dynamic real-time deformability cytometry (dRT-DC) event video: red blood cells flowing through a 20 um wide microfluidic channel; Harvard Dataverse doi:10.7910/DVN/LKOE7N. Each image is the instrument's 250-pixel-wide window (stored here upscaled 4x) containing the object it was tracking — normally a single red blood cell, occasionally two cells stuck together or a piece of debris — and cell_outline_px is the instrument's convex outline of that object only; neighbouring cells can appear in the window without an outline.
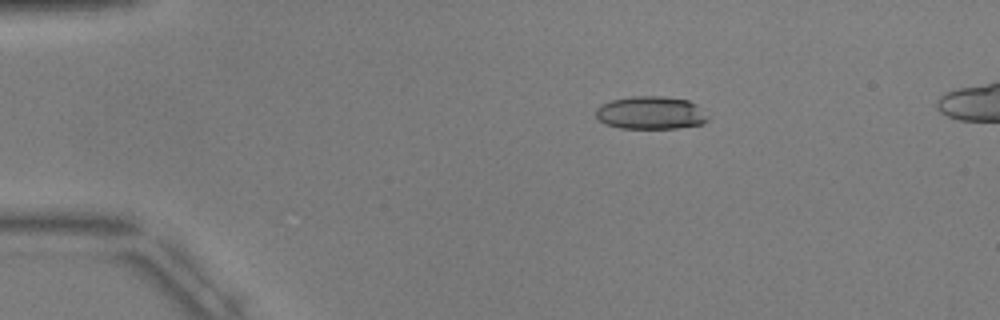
{"species": "common noctule bat (a hibernating species)", "species_latin": "Nyctalus noctula", "temperature_condition": "warm", "stored_images_in_passage": 4, "segment_of_instrument_passage": [1, 2], "camera_frame_rate_fps": 3000, "um_per_image_px": 0.085, "animal": {"sex": "male", "body_mass_g": 17.9, "forearm_length_mm": 54.2}, "frame": {"image": 1, "passage_image": 2, "time_ms": 1.333, "image_size_px": [1000, 320], "cell_outline_px": [[712, 116], [704, 124], [676, 128], [620, 128], [604, 124], [596, 116], [596, 108], [600, 104], [612, 100], [632, 96], [664, 96], [688, 100], [696, 104]], "centroid_in_image_um": [55.36, 9.59], "position_along_channel_um": 29.6, "area_um2": 21.85}}